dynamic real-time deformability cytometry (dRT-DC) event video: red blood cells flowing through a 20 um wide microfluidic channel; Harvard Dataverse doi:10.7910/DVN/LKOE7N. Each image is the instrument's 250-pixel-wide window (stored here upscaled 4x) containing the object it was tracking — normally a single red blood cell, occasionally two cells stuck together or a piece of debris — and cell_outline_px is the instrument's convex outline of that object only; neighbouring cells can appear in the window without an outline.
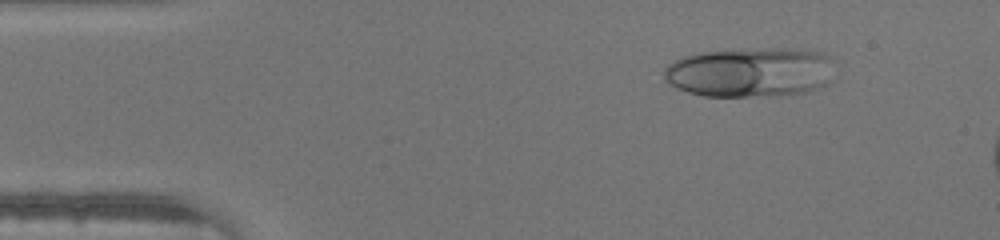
{"species": "human", "species_latin": "Homo sapiens", "temperature_condition": "warm", "stored_images_in_passage": 12, "camera_frame_rate_fps": 3000, "um_per_image_px": 0.085, "donor": {"sex": "male"}, "frame": {"image": 1, "passage_image": 6, "time_ms": 1.667, "image_size_px": [1000, 240], "cell_outline_px": [[828, 80], [824, 84], [808, 92], [780, 96], [704, 96], [688, 92], [676, 88], [668, 84], [664, 80], [664, 68], [668, 64], [684, 56], [696, 52], [776, 48], [824, 52], [828, 56]], "centroid_in_image_um": [63.65, 6.16], "position_along_channel_um": 21.3, "area_um2": 48.96}}